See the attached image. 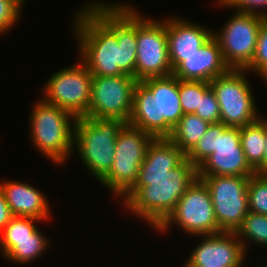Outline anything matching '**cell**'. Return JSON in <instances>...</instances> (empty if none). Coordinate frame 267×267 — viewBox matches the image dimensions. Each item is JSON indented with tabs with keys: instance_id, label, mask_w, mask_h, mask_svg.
<instances>
[{
	"instance_id": "obj_1",
	"label": "cell",
	"mask_w": 267,
	"mask_h": 267,
	"mask_svg": "<svg viewBox=\"0 0 267 267\" xmlns=\"http://www.w3.org/2000/svg\"><path fill=\"white\" fill-rule=\"evenodd\" d=\"M91 3L73 16L80 60L93 77L135 78L136 8L121 3Z\"/></svg>"
},
{
	"instance_id": "obj_2",
	"label": "cell",
	"mask_w": 267,
	"mask_h": 267,
	"mask_svg": "<svg viewBox=\"0 0 267 267\" xmlns=\"http://www.w3.org/2000/svg\"><path fill=\"white\" fill-rule=\"evenodd\" d=\"M196 178L197 167L169 138L153 139L137 181L121 201L127 211L156 230Z\"/></svg>"
},
{
	"instance_id": "obj_3",
	"label": "cell",
	"mask_w": 267,
	"mask_h": 267,
	"mask_svg": "<svg viewBox=\"0 0 267 267\" xmlns=\"http://www.w3.org/2000/svg\"><path fill=\"white\" fill-rule=\"evenodd\" d=\"M183 115L179 79L173 74L136 83L128 124L154 139L169 138Z\"/></svg>"
},
{
	"instance_id": "obj_4",
	"label": "cell",
	"mask_w": 267,
	"mask_h": 267,
	"mask_svg": "<svg viewBox=\"0 0 267 267\" xmlns=\"http://www.w3.org/2000/svg\"><path fill=\"white\" fill-rule=\"evenodd\" d=\"M186 158L197 167V176L251 177L256 171L247 162L240 142V128L212 123Z\"/></svg>"
},
{
	"instance_id": "obj_5",
	"label": "cell",
	"mask_w": 267,
	"mask_h": 267,
	"mask_svg": "<svg viewBox=\"0 0 267 267\" xmlns=\"http://www.w3.org/2000/svg\"><path fill=\"white\" fill-rule=\"evenodd\" d=\"M30 113L32 144L50 161L63 164L74 151L76 117L54 104L37 101Z\"/></svg>"
},
{
	"instance_id": "obj_6",
	"label": "cell",
	"mask_w": 267,
	"mask_h": 267,
	"mask_svg": "<svg viewBox=\"0 0 267 267\" xmlns=\"http://www.w3.org/2000/svg\"><path fill=\"white\" fill-rule=\"evenodd\" d=\"M126 124L120 119L79 117L74 126V146L83 166L101 181L114 161L115 142Z\"/></svg>"
},
{
	"instance_id": "obj_7",
	"label": "cell",
	"mask_w": 267,
	"mask_h": 267,
	"mask_svg": "<svg viewBox=\"0 0 267 267\" xmlns=\"http://www.w3.org/2000/svg\"><path fill=\"white\" fill-rule=\"evenodd\" d=\"M153 139L141 129L126 123L115 142L112 168L100 183L116 197L122 198L137 181L147 147Z\"/></svg>"
},
{
	"instance_id": "obj_8",
	"label": "cell",
	"mask_w": 267,
	"mask_h": 267,
	"mask_svg": "<svg viewBox=\"0 0 267 267\" xmlns=\"http://www.w3.org/2000/svg\"><path fill=\"white\" fill-rule=\"evenodd\" d=\"M246 69H229L209 82L219 104L220 122L226 127L242 128L260 117Z\"/></svg>"
},
{
	"instance_id": "obj_9",
	"label": "cell",
	"mask_w": 267,
	"mask_h": 267,
	"mask_svg": "<svg viewBox=\"0 0 267 267\" xmlns=\"http://www.w3.org/2000/svg\"><path fill=\"white\" fill-rule=\"evenodd\" d=\"M173 224L196 237L222 232L217 224L210 192L200 178L197 177L185 190L173 212L156 230L167 232Z\"/></svg>"
},
{
	"instance_id": "obj_10",
	"label": "cell",
	"mask_w": 267,
	"mask_h": 267,
	"mask_svg": "<svg viewBox=\"0 0 267 267\" xmlns=\"http://www.w3.org/2000/svg\"><path fill=\"white\" fill-rule=\"evenodd\" d=\"M140 14L136 9L135 79L141 82L147 78L173 74L168 55L166 22L149 19Z\"/></svg>"
},
{
	"instance_id": "obj_11",
	"label": "cell",
	"mask_w": 267,
	"mask_h": 267,
	"mask_svg": "<svg viewBox=\"0 0 267 267\" xmlns=\"http://www.w3.org/2000/svg\"><path fill=\"white\" fill-rule=\"evenodd\" d=\"M207 186L218 227L222 232H236L249 212V177L213 175L197 176Z\"/></svg>"
},
{
	"instance_id": "obj_12",
	"label": "cell",
	"mask_w": 267,
	"mask_h": 267,
	"mask_svg": "<svg viewBox=\"0 0 267 267\" xmlns=\"http://www.w3.org/2000/svg\"><path fill=\"white\" fill-rule=\"evenodd\" d=\"M92 78L81 60L62 68L45 82L43 100L69 111L76 118L84 117L89 110Z\"/></svg>"
},
{
	"instance_id": "obj_13",
	"label": "cell",
	"mask_w": 267,
	"mask_h": 267,
	"mask_svg": "<svg viewBox=\"0 0 267 267\" xmlns=\"http://www.w3.org/2000/svg\"><path fill=\"white\" fill-rule=\"evenodd\" d=\"M266 18L251 13L235 12L221 32L213 31L224 62L230 69H246L252 62L260 27Z\"/></svg>"
},
{
	"instance_id": "obj_14",
	"label": "cell",
	"mask_w": 267,
	"mask_h": 267,
	"mask_svg": "<svg viewBox=\"0 0 267 267\" xmlns=\"http://www.w3.org/2000/svg\"><path fill=\"white\" fill-rule=\"evenodd\" d=\"M138 81L129 75L93 77L89 110L84 117L130 120Z\"/></svg>"
},
{
	"instance_id": "obj_15",
	"label": "cell",
	"mask_w": 267,
	"mask_h": 267,
	"mask_svg": "<svg viewBox=\"0 0 267 267\" xmlns=\"http://www.w3.org/2000/svg\"><path fill=\"white\" fill-rule=\"evenodd\" d=\"M183 267H242L246 251L235 232L200 235Z\"/></svg>"
},
{
	"instance_id": "obj_16",
	"label": "cell",
	"mask_w": 267,
	"mask_h": 267,
	"mask_svg": "<svg viewBox=\"0 0 267 267\" xmlns=\"http://www.w3.org/2000/svg\"><path fill=\"white\" fill-rule=\"evenodd\" d=\"M166 33L169 61L173 71L184 61V57L196 52L212 36L213 29L203 27L183 18H167Z\"/></svg>"
},
{
	"instance_id": "obj_17",
	"label": "cell",
	"mask_w": 267,
	"mask_h": 267,
	"mask_svg": "<svg viewBox=\"0 0 267 267\" xmlns=\"http://www.w3.org/2000/svg\"><path fill=\"white\" fill-rule=\"evenodd\" d=\"M229 69L224 62L218 41L212 36L196 52L184 57L173 75L179 80L210 82Z\"/></svg>"
},
{
	"instance_id": "obj_18",
	"label": "cell",
	"mask_w": 267,
	"mask_h": 267,
	"mask_svg": "<svg viewBox=\"0 0 267 267\" xmlns=\"http://www.w3.org/2000/svg\"><path fill=\"white\" fill-rule=\"evenodd\" d=\"M0 189L13 216L32 217L42 222L51 217L49 202L36 187L11 179L0 182Z\"/></svg>"
},
{
	"instance_id": "obj_19",
	"label": "cell",
	"mask_w": 267,
	"mask_h": 267,
	"mask_svg": "<svg viewBox=\"0 0 267 267\" xmlns=\"http://www.w3.org/2000/svg\"><path fill=\"white\" fill-rule=\"evenodd\" d=\"M266 117L240 128V142L247 162L256 171L264 162Z\"/></svg>"
},
{
	"instance_id": "obj_20",
	"label": "cell",
	"mask_w": 267,
	"mask_h": 267,
	"mask_svg": "<svg viewBox=\"0 0 267 267\" xmlns=\"http://www.w3.org/2000/svg\"><path fill=\"white\" fill-rule=\"evenodd\" d=\"M209 125L196 114H184L169 139L186 155L202 138Z\"/></svg>"
},
{
	"instance_id": "obj_21",
	"label": "cell",
	"mask_w": 267,
	"mask_h": 267,
	"mask_svg": "<svg viewBox=\"0 0 267 267\" xmlns=\"http://www.w3.org/2000/svg\"><path fill=\"white\" fill-rule=\"evenodd\" d=\"M41 221L32 217L13 216L0 231V251L5 255L14 245L15 241L34 239L37 226L34 222Z\"/></svg>"
},
{
	"instance_id": "obj_22",
	"label": "cell",
	"mask_w": 267,
	"mask_h": 267,
	"mask_svg": "<svg viewBox=\"0 0 267 267\" xmlns=\"http://www.w3.org/2000/svg\"><path fill=\"white\" fill-rule=\"evenodd\" d=\"M43 232L37 229L34 232V239H25L24 241H15V245L4 255L10 262L27 264L39 256H42L48 245V239Z\"/></svg>"
},
{
	"instance_id": "obj_23",
	"label": "cell",
	"mask_w": 267,
	"mask_h": 267,
	"mask_svg": "<svg viewBox=\"0 0 267 267\" xmlns=\"http://www.w3.org/2000/svg\"><path fill=\"white\" fill-rule=\"evenodd\" d=\"M235 233L245 251L249 247L247 241H251L249 244L254 242L258 246L267 247V215L248 212Z\"/></svg>"
},
{
	"instance_id": "obj_24",
	"label": "cell",
	"mask_w": 267,
	"mask_h": 267,
	"mask_svg": "<svg viewBox=\"0 0 267 267\" xmlns=\"http://www.w3.org/2000/svg\"><path fill=\"white\" fill-rule=\"evenodd\" d=\"M209 88V82L179 80V97L183 114H194L199 108L200 97Z\"/></svg>"
},
{
	"instance_id": "obj_25",
	"label": "cell",
	"mask_w": 267,
	"mask_h": 267,
	"mask_svg": "<svg viewBox=\"0 0 267 267\" xmlns=\"http://www.w3.org/2000/svg\"><path fill=\"white\" fill-rule=\"evenodd\" d=\"M247 192L249 212L267 215V175L249 177Z\"/></svg>"
},
{
	"instance_id": "obj_26",
	"label": "cell",
	"mask_w": 267,
	"mask_h": 267,
	"mask_svg": "<svg viewBox=\"0 0 267 267\" xmlns=\"http://www.w3.org/2000/svg\"><path fill=\"white\" fill-rule=\"evenodd\" d=\"M24 4V0H0V36L19 21Z\"/></svg>"
},
{
	"instance_id": "obj_27",
	"label": "cell",
	"mask_w": 267,
	"mask_h": 267,
	"mask_svg": "<svg viewBox=\"0 0 267 267\" xmlns=\"http://www.w3.org/2000/svg\"><path fill=\"white\" fill-rule=\"evenodd\" d=\"M267 69V18L263 21L257 38L255 54L251 64L246 68L250 72L257 73V76Z\"/></svg>"
},
{
	"instance_id": "obj_28",
	"label": "cell",
	"mask_w": 267,
	"mask_h": 267,
	"mask_svg": "<svg viewBox=\"0 0 267 267\" xmlns=\"http://www.w3.org/2000/svg\"><path fill=\"white\" fill-rule=\"evenodd\" d=\"M194 114L210 124L220 122L219 104L211 87L200 97L199 108Z\"/></svg>"
},
{
	"instance_id": "obj_29",
	"label": "cell",
	"mask_w": 267,
	"mask_h": 267,
	"mask_svg": "<svg viewBox=\"0 0 267 267\" xmlns=\"http://www.w3.org/2000/svg\"><path fill=\"white\" fill-rule=\"evenodd\" d=\"M217 3L226 9L237 8V12L258 14L267 18V0H217Z\"/></svg>"
},
{
	"instance_id": "obj_30",
	"label": "cell",
	"mask_w": 267,
	"mask_h": 267,
	"mask_svg": "<svg viewBox=\"0 0 267 267\" xmlns=\"http://www.w3.org/2000/svg\"><path fill=\"white\" fill-rule=\"evenodd\" d=\"M12 217L13 214L11 213L10 207L8 206L4 194L0 189V231L6 226Z\"/></svg>"
},
{
	"instance_id": "obj_31",
	"label": "cell",
	"mask_w": 267,
	"mask_h": 267,
	"mask_svg": "<svg viewBox=\"0 0 267 267\" xmlns=\"http://www.w3.org/2000/svg\"><path fill=\"white\" fill-rule=\"evenodd\" d=\"M257 174L267 175V119H266V138H265V157L263 164L256 170Z\"/></svg>"
},
{
	"instance_id": "obj_32",
	"label": "cell",
	"mask_w": 267,
	"mask_h": 267,
	"mask_svg": "<svg viewBox=\"0 0 267 267\" xmlns=\"http://www.w3.org/2000/svg\"><path fill=\"white\" fill-rule=\"evenodd\" d=\"M258 76H260V78L262 77V79H264L265 84L267 83V69L262 71Z\"/></svg>"
},
{
	"instance_id": "obj_33",
	"label": "cell",
	"mask_w": 267,
	"mask_h": 267,
	"mask_svg": "<svg viewBox=\"0 0 267 267\" xmlns=\"http://www.w3.org/2000/svg\"><path fill=\"white\" fill-rule=\"evenodd\" d=\"M260 267H267V263H264V265L260 266Z\"/></svg>"
}]
</instances>
